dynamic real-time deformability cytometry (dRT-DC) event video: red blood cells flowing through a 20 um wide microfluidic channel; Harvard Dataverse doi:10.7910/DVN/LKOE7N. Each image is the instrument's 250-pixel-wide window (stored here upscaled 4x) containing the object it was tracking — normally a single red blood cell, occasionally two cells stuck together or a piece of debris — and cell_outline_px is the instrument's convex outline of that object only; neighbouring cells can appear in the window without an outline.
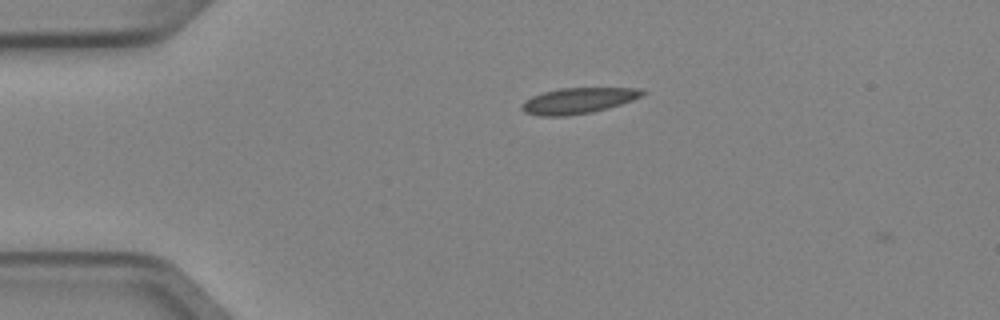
{"species": "Egyptian fruit bat (a non-hibernating species)", "species_latin": "Rousettus aegyptiacus", "temperature_condition": "cold", "stored_images_in_passage": 2, "camera_frame_rate_fps": 3000, "um_per_image_px": 0.085, "animal": {"sex": "female"}, "frame": {"image": 1, "passage_image": 1, "time_ms": 0.0, "image_size_px": [1000, 320], "cell_outline_px": [[644, 92], [640, 96], [632, 100], [608, 108], [592, 112], [568, 116], [540, 116], [524, 112], [520, 108], [520, 104], [524, 100], [532, 96], [544, 92], [560, 88], [636, 88]], "centroid_in_image_um": [49.06, 8.57], "position_along_channel_um": 35.9, "area_um2": 18.03}}